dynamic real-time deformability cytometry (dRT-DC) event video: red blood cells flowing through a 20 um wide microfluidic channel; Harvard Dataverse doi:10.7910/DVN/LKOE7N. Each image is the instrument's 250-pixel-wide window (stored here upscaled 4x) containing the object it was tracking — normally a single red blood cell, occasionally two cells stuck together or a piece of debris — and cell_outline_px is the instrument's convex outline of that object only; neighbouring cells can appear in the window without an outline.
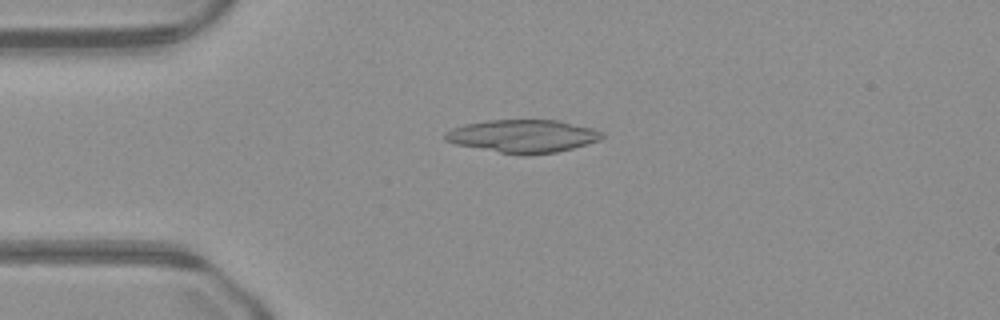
{"species": "common noctule bat (a hibernating species)", "species_latin": "Nyctalus noctula", "temperature_condition": "warm", "stored_images_in_passage": 49, "camera_frame_rate_fps": 3000, "um_per_image_px": 0.085, "animal": {"sex": "male", "body_mass_g": 23.1, "forearm_length_mm": 52.7}, "frame": {"image": 1, "passage_image": 12, "time_ms": 3.667, "image_size_px": [1000, 320], "cell_outline_px": [[604, 136], [600, 140], [572, 148], [556, 152], [528, 156], [520, 156], [456, 144], [444, 140], [444, 132], [452, 128], [464, 124], [484, 120], [560, 120], [592, 128], [604, 132]], "centroid_in_image_um": [44.44, 11.57], "position_along_channel_um": 40.6, "area_um2": 30.4}}
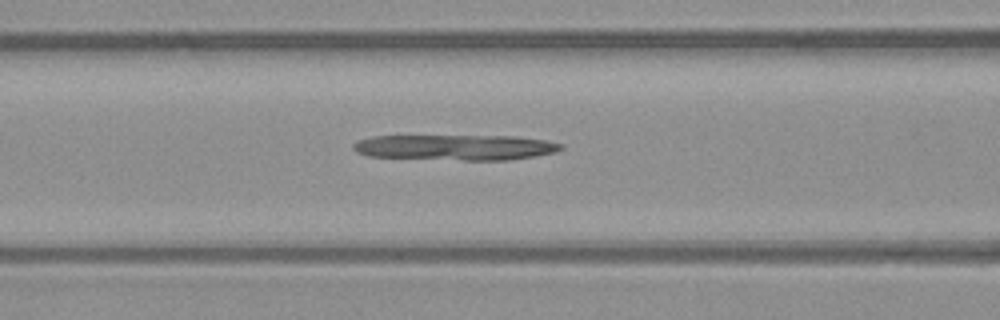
{"frame": {"image": 2, "passage_image": 20, "time_ms": 6.333, "image_size_px": [1000, 320], "cell_outline_px": [[564, 148], [556, 152], [536, 156], [512, 160], [464, 160], [368, 156], [356, 152], [352, 148], [352, 144], [356, 140], [372, 136], [516, 136], [548, 140], [564, 144]], "centroid_in_image_um": [38.75, 12.52], "position_along_channel_um": 127.8, "area_um2": 31.21}}